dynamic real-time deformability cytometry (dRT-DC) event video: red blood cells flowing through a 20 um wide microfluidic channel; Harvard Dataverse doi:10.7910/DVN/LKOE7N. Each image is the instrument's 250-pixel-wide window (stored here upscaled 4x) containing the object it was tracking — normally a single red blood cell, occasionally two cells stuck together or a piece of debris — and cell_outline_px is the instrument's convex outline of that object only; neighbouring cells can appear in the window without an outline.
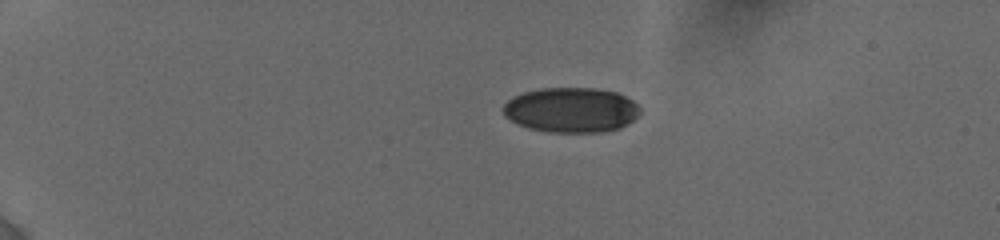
{"species": "human", "species_latin": "Homo sapiens", "temperature_condition": "cold", "stored_images_in_passage": 46, "camera_frame_rate_fps": 3000, "um_per_image_px": 0.085, "donor": {"sex": "female"}, "frame": {"image": 1, "passage_image": 1, "time_ms": 0.0, "image_size_px": [1000, 240], "cell_outline_px": [[640, 112], [628, 124], [620, 128], [604, 132], [548, 132], [528, 128], [504, 116], [500, 108], [508, 100], [524, 92], [540, 88], [596, 88], [616, 92], [632, 100], [640, 108]], "centroid_in_image_um": [48.54, 9.35], "position_along_channel_um": 36.5, "area_um2": 35.89}}
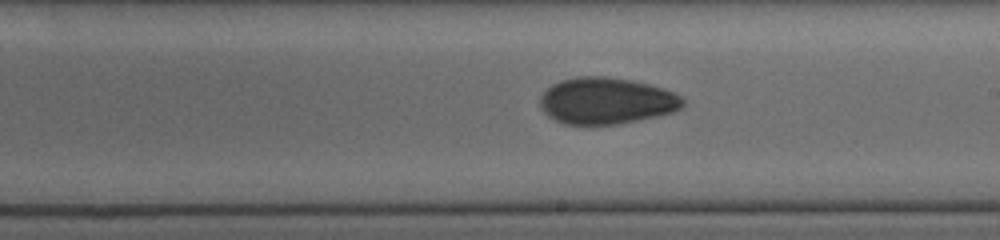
{"frame": {"image": 2, "passage_image": 27, "time_ms": 7.333, "image_size_px": [1000, 240], "cell_outline_px": [[684, 104], [680, 108], [672, 112], [656, 116], [616, 124], [564, 124], [548, 116], [540, 108], [540, 96], [552, 84], [560, 80], [576, 76], [604, 76], [632, 80], [664, 88], [680, 96], [684, 100]], "centroid_in_image_um": [51.51, 8.56], "position_along_channel_um": 237.5, "area_um2": 38.61}}
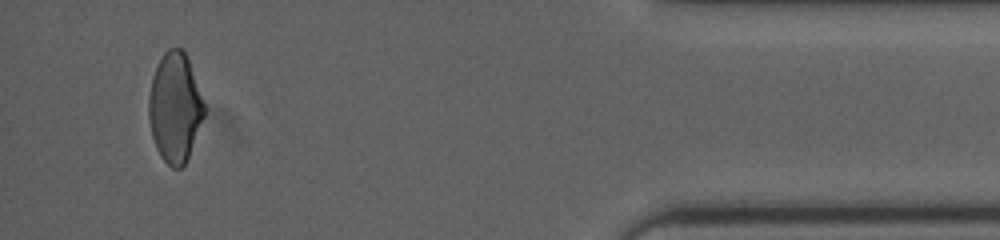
{"frame": {"image": 3, "passage_image": 44, "time_ms": 13.333, "image_size_px": [1000, 240], "cell_outline_px": [[204, 116], [188, 156], [184, 164], [180, 168], [172, 168], [160, 156], [156, 148], [152, 136], [148, 116], [148, 100], [152, 76], [164, 52], [168, 48], [180, 48], [184, 52], [188, 60], [204, 104]], "centroid_in_image_um": [14.84, 9.15], "position_along_channel_um": 420.4, "area_um2": 34.8}, "authors_computed_cell_mechanics": {"area_um2": 37.859, "velocity_mm_per_s": 3.8651, "shape_relaxation_time_tau1_ms": 9.3699, "shape_relaxation_time_tau2_ms": 4.5232, "deformation_change_tau1": 0.1948, "deformation_change_tau2": 0.0802}}